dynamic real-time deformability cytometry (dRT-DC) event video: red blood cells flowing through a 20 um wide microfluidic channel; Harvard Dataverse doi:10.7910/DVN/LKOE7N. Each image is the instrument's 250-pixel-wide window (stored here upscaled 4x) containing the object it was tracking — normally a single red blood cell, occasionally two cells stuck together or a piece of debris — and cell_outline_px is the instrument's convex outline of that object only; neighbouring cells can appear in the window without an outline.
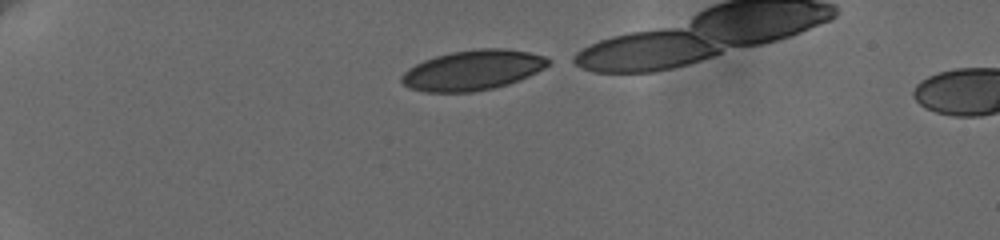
{"species": "human", "species_latin": "Homo sapiens", "temperature_condition": "cold", "stored_images_in_passage": 3, "camera_frame_rate_fps": 3000, "um_per_image_px": 0.085, "donor": {"sex": "female"}, "frame": {"image": 1, "passage_image": 1, "time_ms": 0.0, "image_size_px": [1000, 240], "cell_outline_px": [[552, 60], [544, 68], [528, 76], [508, 84], [492, 88], [472, 92], [424, 92], [408, 88], [400, 80], [400, 76], [408, 68], [424, 60], [436, 56], [452, 52], [480, 48], [504, 48], [528, 52], [544, 56]], "centroid_in_image_um": [40.16, 5.96], "position_along_channel_um": 44.8, "area_um2": 34.16}}